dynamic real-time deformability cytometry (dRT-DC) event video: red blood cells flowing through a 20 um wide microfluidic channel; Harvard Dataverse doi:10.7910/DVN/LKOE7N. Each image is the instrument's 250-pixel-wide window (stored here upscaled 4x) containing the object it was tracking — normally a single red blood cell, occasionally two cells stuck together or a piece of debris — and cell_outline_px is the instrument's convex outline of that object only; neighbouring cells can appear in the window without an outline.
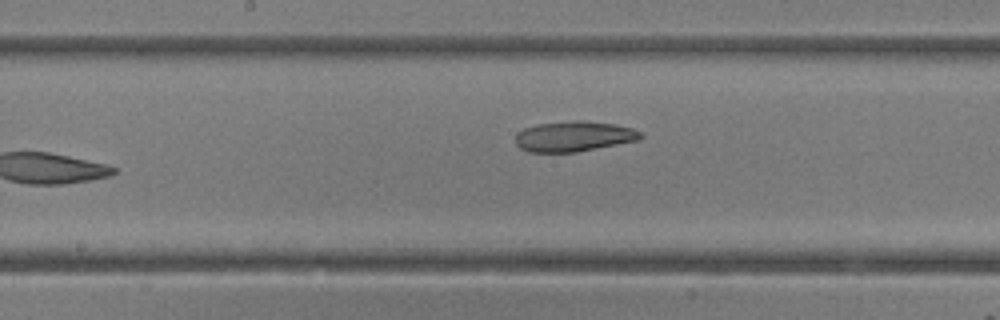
{"species": "common noctule bat (a hibernating species)", "species_latin": "Nyctalus noctula", "temperature_condition": "room temperature", "stored_images_in_passage": 18, "camera_frame_rate_fps": 3000, "um_per_image_px": 0.085, "animal": {"sex": "female"}, "frame": {"image": 1, "passage_image": 18, "time_ms": 5.667, "image_size_px": [1000, 320], "cell_outline_px": [[644, 136], [640, 140], [576, 152], [528, 152], [520, 148], [516, 144], [516, 136], [524, 128], [536, 124], [572, 120], [584, 120], [616, 124], [632, 128], [640, 132]], "centroid_in_image_um": [48.8, 11.58], "position_along_channel_um": 199.4, "area_um2": 22.25}}